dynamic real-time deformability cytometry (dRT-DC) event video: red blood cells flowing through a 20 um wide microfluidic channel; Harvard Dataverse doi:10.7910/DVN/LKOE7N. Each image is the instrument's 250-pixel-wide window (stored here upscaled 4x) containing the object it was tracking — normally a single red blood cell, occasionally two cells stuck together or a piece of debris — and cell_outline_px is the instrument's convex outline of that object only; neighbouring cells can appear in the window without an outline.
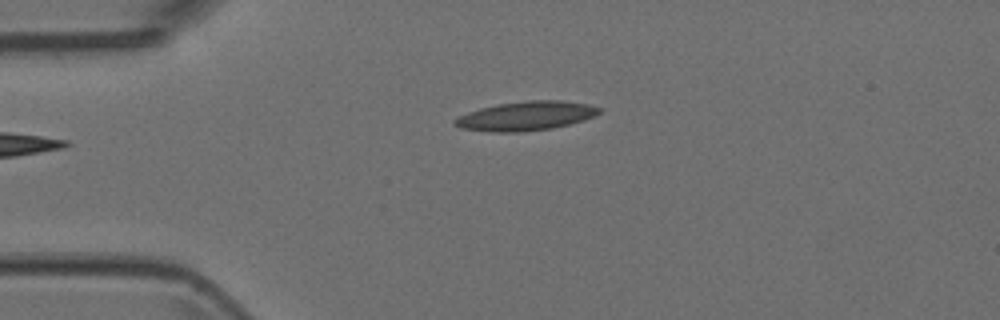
{"species": "Egyptian fruit bat (a non-hibernating species)", "species_latin": "Rousettus aegyptiacus", "temperature_condition": "room temperature", "stored_images_in_passage": 3, "camera_frame_rate_fps": 3000, "um_per_image_px": 0.085, "animal": {"sex": "female"}, "frame": {"image": 1, "passage_image": 3, "time_ms": 0.667, "image_size_px": [1000, 320], "cell_outline_px": [[604, 108], [596, 116], [584, 120], [552, 128], [520, 132], [492, 132], [460, 128], [452, 124], [452, 120], [456, 116], [480, 108], [496, 104], [532, 100], [560, 100], [588, 104]], "centroid_in_image_um": [44.69, 9.85], "position_along_channel_um": 40.3, "area_um2": 24.74}}